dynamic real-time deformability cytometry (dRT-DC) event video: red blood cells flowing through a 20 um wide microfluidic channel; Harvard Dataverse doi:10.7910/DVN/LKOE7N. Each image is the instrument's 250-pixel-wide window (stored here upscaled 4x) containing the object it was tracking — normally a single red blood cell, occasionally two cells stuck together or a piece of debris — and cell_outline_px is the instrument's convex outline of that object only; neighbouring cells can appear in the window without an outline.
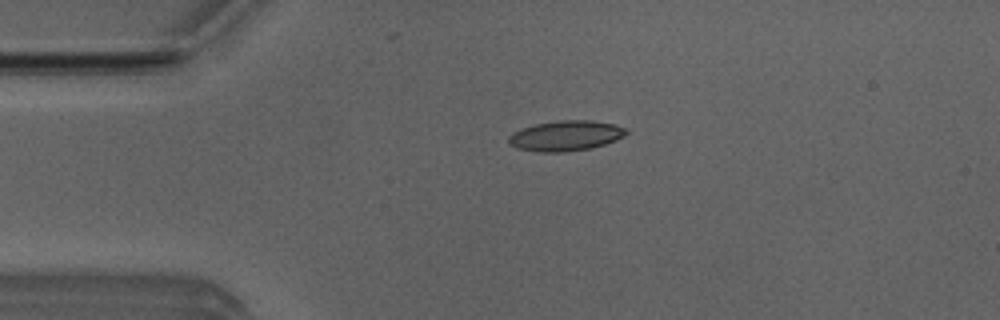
{"species": "Egyptian fruit bat (a non-hibernating species)", "species_latin": "Rousettus aegyptiacus", "temperature_condition": "room temperature", "stored_images_in_passage": 4, "camera_frame_rate_fps": 3000, "um_per_image_px": 0.085, "animal": {"sex": "male"}, "frame": {"image": 1, "passage_image": 3, "time_ms": 0.667, "image_size_px": [1000, 320], "cell_outline_px": [[628, 132], [624, 136], [616, 140], [592, 148], [564, 152], [540, 152], [516, 148], [508, 140], [508, 136], [512, 132], [520, 128], [536, 124], [560, 120], [588, 120], [616, 124], [628, 128]], "centroid_in_image_um": [48.1, 11.53], "position_along_channel_um": 36.9, "area_um2": 20.87}}